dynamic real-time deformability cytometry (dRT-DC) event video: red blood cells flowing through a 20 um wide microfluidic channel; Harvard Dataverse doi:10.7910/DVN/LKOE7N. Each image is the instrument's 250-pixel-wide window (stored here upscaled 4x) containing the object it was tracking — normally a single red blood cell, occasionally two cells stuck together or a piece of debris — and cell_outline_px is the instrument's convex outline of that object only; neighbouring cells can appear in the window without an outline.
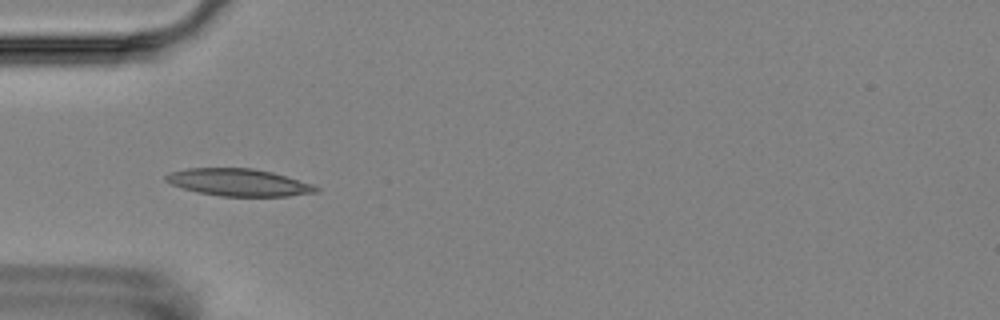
{"species": "Egyptian fruit bat (a non-hibernating species)", "species_latin": "Rousettus aegyptiacus", "temperature_condition": "room temperature", "stored_images_in_passage": 5, "camera_frame_rate_fps": 3000, "um_per_image_px": 0.085, "animal": {"sex": "female"}, "frame": {"image": 1, "passage_image": 4, "time_ms": 4.333, "image_size_px": [1000, 320], "cell_outline_px": [[320, 192], [288, 196], [220, 196], [196, 192], [172, 184], [164, 180], [164, 176], [168, 172], [188, 168], [252, 168], [272, 172], [316, 184], [320, 188]], "centroid_in_image_um": [20.33, 15.5], "position_along_channel_um": 64.7, "area_um2": 24.1}}